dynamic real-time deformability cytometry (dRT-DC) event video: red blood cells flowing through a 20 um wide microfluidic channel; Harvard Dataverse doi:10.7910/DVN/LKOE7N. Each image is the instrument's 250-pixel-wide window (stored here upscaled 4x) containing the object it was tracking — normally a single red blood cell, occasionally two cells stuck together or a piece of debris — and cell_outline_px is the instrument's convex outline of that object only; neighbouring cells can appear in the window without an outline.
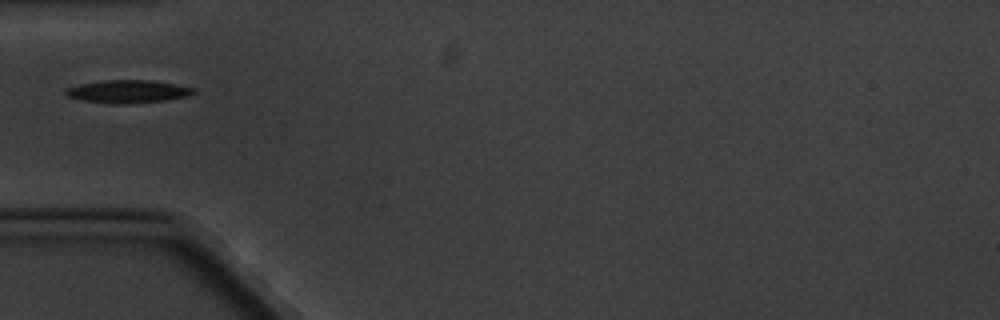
{"species": "common noctule bat (a hibernating species)", "species_latin": "Nyctalus noctula", "temperature_condition": "cold", "stored_images_in_passage": 10, "segment_of_instrument_passage": [2, 2], "camera_frame_rate_fps": 3000, "um_per_image_px": 0.085, "animal": {"sex": "male", "body_mass_g": 20.1, "forearm_length_mm": 53.5}, "frame": {"image": 1, "passage_image": 6, "time_ms": 6.0, "image_size_px": [1000, 320], "cell_outline_px": [[196, 92], [188, 96], [164, 100], [124, 104], [112, 104], [80, 100], [68, 96], [64, 92], [64, 88], [80, 84], [104, 80], [152, 80], [176, 84], [196, 88]], "centroid_in_image_um": [10.86, 7.77], "position_along_channel_um": 74.1, "area_um2": 17.17}}